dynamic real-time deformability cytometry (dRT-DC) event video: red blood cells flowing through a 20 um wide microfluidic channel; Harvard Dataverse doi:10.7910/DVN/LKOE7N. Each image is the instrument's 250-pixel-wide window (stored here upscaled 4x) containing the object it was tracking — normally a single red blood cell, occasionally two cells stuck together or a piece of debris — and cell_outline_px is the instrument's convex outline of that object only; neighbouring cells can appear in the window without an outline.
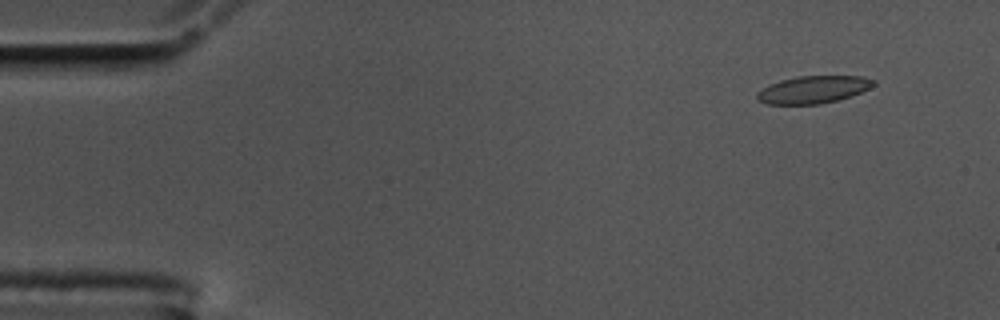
{"species": "common noctule bat (a hibernating species)", "species_latin": "Nyctalus noctula", "temperature_condition": "cold", "stored_images_in_passage": 6, "camera_frame_rate_fps": 3000, "um_per_image_px": 0.085, "animal": {"sex": "male", "body_mass_g": 17.5, "forearm_length_mm": 52.3}, "frame": {"image": 1, "passage_image": 5, "time_ms": 1.333, "image_size_px": [1000, 320], "cell_outline_px": [[876, 84], [860, 92], [836, 100], [820, 104], [768, 104], [756, 100], [756, 92], [780, 80], [796, 76], [864, 76], [876, 80]], "centroid_in_image_um": [69.11, 7.61], "position_along_channel_um": 15.9, "area_um2": 18.5}}